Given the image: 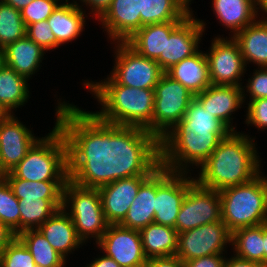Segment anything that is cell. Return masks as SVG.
Listing matches in <instances>:
<instances>
[{"label":"cell","instance_id":"6da1fadb","mask_svg":"<svg viewBox=\"0 0 267 267\" xmlns=\"http://www.w3.org/2000/svg\"><path fill=\"white\" fill-rule=\"evenodd\" d=\"M85 82L102 105L98 112L74 109L86 145L151 149L154 90L119 85L110 76L100 82Z\"/></svg>","mask_w":267,"mask_h":267},{"label":"cell","instance_id":"7a4b0ae2","mask_svg":"<svg viewBox=\"0 0 267 267\" xmlns=\"http://www.w3.org/2000/svg\"><path fill=\"white\" fill-rule=\"evenodd\" d=\"M160 166L151 149L86 146L79 169L99 189L109 225H119L140 185Z\"/></svg>","mask_w":267,"mask_h":267},{"label":"cell","instance_id":"3957f363","mask_svg":"<svg viewBox=\"0 0 267 267\" xmlns=\"http://www.w3.org/2000/svg\"><path fill=\"white\" fill-rule=\"evenodd\" d=\"M75 105L59 102L53 130L39 138L4 178L32 182L68 181L78 170L86 142Z\"/></svg>","mask_w":267,"mask_h":267},{"label":"cell","instance_id":"277c9868","mask_svg":"<svg viewBox=\"0 0 267 267\" xmlns=\"http://www.w3.org/2000/svg\"><path fill=\"white\" fill-rule=\"evenodd\" d=\"M254 140L246 134L231 132L201 165L195 181L216 191L252 181L263 173Z\"/></svg>","mask_w":267,"mask_h":267},{"label":"cell","instance_id":"5b68a950","mask_svg":"<svg viewBox=\"0 0 267 267\" xmlns=\"http://www.w3.org/2000/svg\"><path fill=\"white\" fill-rule=\"evenodd\" d=\"M229 134L211 130H170L151 150L158 156L161 166L172 172L187 173L191 164L199 168Z\"/></svg>","mask_w":267,"mask_h":267},{"label":"cell","instance_id":"8992f818","mask_svg":"<svg viewBox=\"0 0 267 267\" xmlns=\"http://www.w3.org/2000/svg\"><path fill=\"white\" fill-rule=\"evenodd\" d=\"M62 208L71 217L83 243L90 237L97 243L107 230L109 224L104 216L99 189L80 169L63 188Z\"/></svg>","mask_w":267,"mask_h":267},{"label":"cell","instance_id":"52a82bcc","mask_svg":"<svg viewBox=\"0 0 267 267\" xmlns=\"http://www.w3.org/2000/svg\"><path fill=\"white\" fill-rule=\"evenodd\" d=\"M219 193L221 220L231 233L267 223V177L263 174L248 183L222 189Z\"/></svg>","mask_w":267,"mask_h":267},{"label":"cell","instance_id":"ba28073f","mask_svg":"<svg viewBox=\"0 0 267 267\" xmlns=\"http://www.w3.org/2000/svg\"><path fill=\"white\" fill-rule=\"evenodd\" d=\"M154 110L152 117V147L186 114L195 98L180 82L164 73L154 88Z\"/></svg>","mask_w":267,"mask_h":267},{"label":"cell","instance_id":"9c48e42d","mask_svg":"<svg viewBox=\"0 0 267 267\" xmlns=\"http://www.w3.org/2000/svg\"><path fill=\"white\" fill-rule=\"evenodd\" d=\"M115 63L110 77L119 85L154 90L165 73L156 60L137 53L126 42H115Z\"/></svg>","mask_w":267,"mask_h":267},{"label":"cell","instance_id":"30bf717a","mask_svg":"<svg viewBox=\"0 0 267 267\" xmlns=\"http://www.w3.org/2000/svg\"><path fill=\"white\" fill-rule=\"evenodd\" d=\"M187 174L172 172L161 165L156 169L155 223L175 228L188 188L195 182Z\"/></svg>","mask_w":267,"mask_h":267},{"label":"cell","instance_id":"8fae6325","mask_svg":"<svg viewBox=\"0 0 267 267\" xmlns=\"http://www.w3.org/2000/svg\"><path fill=\"white\" fill-rule=\"evenodd\" d=\"M221 220L219 191L201 186L196 181L188 188L178 212L175 229L178 233Z\"/></svg>","mask_w":267,"mask_h":267},{"label":"cell","instance_id":"7c38bea8","mask_svg":"<svg viewBox=\"0 0 267 267\" xmlns=\"http://www.w3.org/2000/svg\"><path fill=\"white\" fill-rule=\"evenodd\" d=\"M231 239L232 233L222 221L202 225L178 233L176 256L185 262L213 254H224L227 244L231 245Z\"/></svg>","mask_w":267,"mask_h":267},{"label":"cell","instance_id":"4fadbf2b","mask_svg":"<svg viewBox=\"0 0 267 267\" xmlns=\"http://www.w3.org/2000/svg\"><path fill=\"white\" fill-rule=\"evenodd\" d=\"M228 39L215 37L209 49L210 53H205L209 64L211 84L243 87L240 81L247 66L241 55L239 44L233 37Z\"/></svg>","mask_w":267,"mask_h":267},{"label":"cell","instance_id":"5bb4252c","mask_svg":"<svg viewBox=\"0 0 267 267\" xmlns=\"http://www.w3.org/2000/svg\"><path fill=\"white\" fill-rule=\"evenodd\" d=\"M96 244L98 249L113 258L121 267H145L148 260L143 251L139 230L108 225Z\"/></svg>","mask_w":267,"mask_h":267},{"label":"cell","instance_id":"9a60e30c","mask_svg":"<svg viewBox=\"0 0 267 267\" xmlns=\"http://www.w3.org/2000/svg\"><path fill=\"white\" fill-rule=\"evenodd\" d=\"M205 26L202 19L193 18L192 12L169 37H166L165 56L156 59L164 72L199 50Z\"/></svg>","mask_w":267,"mask_h":267},{"label":"cell","instance_id":"2e32d148","mask_svg":"<svg viewBox=\"0 0 267 267\" xmlns=\"http://www.w3.org/2000/svg\"><path fill=\"white\" fill-rule=\"evenodd\" d=\"M39 139L32 131L10 114L0 122V170L9 173L24 159L28 150Z\"/></svg>","mask_w":267,"mask_h":267},{"label":"cell","instance_id":"e0dca14e","mask_svg":"<svg viewBox=\"0 0 267 267\" xmlns=\"http://www.w3.org/2000/svg\"><path fill=\"white\" fill-rule=\"evenodd\" d=\"M140 10L141 0H112L99 21L110 40L125 42L141 28Z\"/></svg>","mask_w":267,"mask_h":267},{"label":"cell","instance_id":"ac0fdd59","mask_svg":"<svg viewBox=\"0 0 267 267\" xmlns=\"http://www.w3.org/2000/svg\"><path fill=\"white\" fill-rule=\"evenodd\" d=\"M244 87L234 85H210L207 89L195 95V98L212 116L223 122L232 132L231 115L242 107L245 102Z\"/></svg>","mask_w":267,"mask_h":267},{"label":"cell","instance_id":"d6986e66","mask_svg":"<svg viewBox=\"0 0 267 267\" xmlns=\"http://www.w3.org/2000/svg\"><path fill=\"white\" fill-rule=\"evenodd\" d=\"M50 245L65 259L68 253L83 245L79 239L71 217L66 211L58 209L49 219L37 228ZM71 252V253H70Z\"/></svg>","mask_w":267,"mask_h":267},{"label":"cell","instance_id":"ffe728a7","mask_svg":"<svg viewBox=\"0 0 267 267\" xmlns=\"http://www.w3.org/2000/svg\"><path fill=\"white\" fill-rule=\"evenodd\" d=\"M165 73L180 82L193 95L201 93L211 85L208 60L201 50L173 65Z\"/></svg>","mask_w":267,"mask_h":267},{"label":"cell","instance_id":"44dd1931","mask_svg":"<svg viewBox=\"0 0 267 267\" xmlns=\"http://www.w3.org/2000/svg\"><path fill=\"white\" fill-rule=\"evenodd\" d=\"M60 3L53 13L48 17L47 22L56 37V41L61 46L64 43L77 39L84 29L86 11H83L77 1Z\"/></svg>","mask_w":267,"mask_h":267},{"label":"cell","instance_id":"7402d4cb","mask_svg":"<svg viewBox=\"0 0 267 267\" xmlns=\"http://www.w3.org/2000/svg\"><path fill=\"white\" fill-rule=\"evenodd\" d=\"M182 22L169 21L145 25L125 42L140 55L156 60L159 56H165L166 37H169Z\"/></svg>","mask_w":267,"mask_h":267},{"label":"cell","instance_id":"603a6c76","mask_svg":"<svg viewBox=\"0 0 267 267\" xmlns=\"http://www.w3.org/2000/svg\"><path fill=\"white\" fill-rule=\"evenodd\" d=\"M5 65L27 78L40 69L45 50L36 42L25 36L4 48Z\"/></svg>","mask_w":267,"mask_h":267},{"label":"cell","instance_id":"cb8c5ba5","mask_svg":"<svg viewBox=\"0 0 267 267\" xmlns=\"http://www.w3.org/2000/svg\"><path fill=\"white\" fill-rule=\"evenodd\" d=\"M156 170L140 185L124 220L119 224L128 229L141 230L154 222Z\"/></svg>","mask_w":267,"mask_h":267},{"label":"cell","instance_id":"d4e9b609","mask_svg":"<svg viewBox=\"0 0 267 267\" xmlns=\"http://www.w3.org/2000/svg\"><path fill=\"white\" fill-rule=\"evenodd\" d=\"M212 5L220 23L232 30L230 37L254 23L259 16L254 0H213Z\"/></svg>","mask_w":267,"mask_h":267},{"label":"cell","instance_id":"484cf974","mask_svg":"<svg viewBox=\"0 0 267 267\" xmlns=\"http://www.w3.org/2000/svg\"><path fill=\"white\" fill-rule=\"evenodd\" d=\"M233 39L239 44L245 65L250 62L267 67V21L257 20L238 32Z\"/></svg>","mask_w":267,"mask_h":267},{"label":"cell","instance_id":"4316f807","mask_svg":"<svg viewBox=\"0 0 267 267\" xmlns=\"http://www.w3.org/2000/svg\"><path fill=\"white\" fill-rule=\"evenodd\" d=\"M143 251L147 259L176 255L178 232L175 228L152 222L140 230Z\"/></svg>","mask_w":267,"mask_h":267},{"label":"cell","instance_id":"83f0119b","mask_svg":"<svg viewBox=\"0 0 267 267\" xmlns=\"http://www.w3.org/2000/svg\"><path fill=\"white\" fill-rule=\"evenodd\" d=\"M192 12L181 0H141V28L149 24L184 21Z\"/></svg>","mask_w":267,"mask_h":267},{"label":"cell","instance_id":"f1b7e54d","mask_svg":"<svg viewBox=\"0 0 267 267\" xmlns=\"http://www.w3.org/2000/svg\"><path fill=\"white\" fill-rule=\"evenodd\" d=\"M28 79L5 65L0 70V104L9 114L24 104L29 98Z\"/></svg>","mask_w":267,"mask_h":267},{"label":"cell","instance_id":"f546056e","mask_svg":"<svg viewBox=\"0 0 267 267\" xmlns=\"http://www.w3.org/2000/svg\"><path fill=\"white\" fill-rule=\"evenodd\" d=\"M234 255L264 264L263 224L237 229L232 233Z\"/></svg>","mask_w":267,"mask_h":267},{"label":"cell","instance_id":"4dcf8cb0","mask_svg":"<svg viewBox=\"0 0 267 267\" xmlns=\"http://www.w3.org/2000/svg\"><path fill=\"white\" fill-rule=\"evenodd\" d=\"M17 237L32 254L36 267H64L66 259L59 254L38 229L22 231Z\"/></svg>","mask_w":267,"mask_h":267},{"label":"cell","instance_id":"1f68e13d","mask_svg":"<svg viewBox=\"0 0 267 267\" xmlns=\"http://www.w3.org/2000/svg\"><path fill=\"white\" fill-rule=\"evenodd\" d=\"M18 203L20 233L28 229H37L62 208V199H18Z\"/></svg>","mask_w":267,"mask_h":267},{"label":"cell","instance_id":"d6a6232c","mask_svg":"<svg viewBox=\"0 0 267 267\" xmlns=\"http://www.w3.org/2000/svg\"><path fill=\"white\" fill-rule=\"evenodd\" d=\"M18 199H63L67 181L32 182L19 178H4Z\"/></svg>","mask_w":267,"mask_h":267},{"label":"cell","instance_id":"836d02e7","mask_svg":"<svg viewBox=\"0 0 267 267\" xmlns=\"http://www.w3.org/2000/svg\"><path fill=\"white\" fill-rule=\"evenodd\" d=\"M171 130H211L214 133H231L232 131L194 98L186 114L178 125Z\"/></svg>","mask_w":267,"mask_h":267},{"label":"cell","instance_id":"e575fe53","mask_svg":"<svg viewBox=\"0 0 267 267\" xmlns=\"http://www.w3.org/2000/svg\"><path fill=\"white\" fill-rule=\"evenodd\" d=\"M26 36V26L20 10L0 0V48H5Z\"/></svg>","mask_w":267,"mask_h":267},{"label":"cell","instance_id":"d590c367","mask_svg":"<svg viewBox=\"0 0 267 267\" xmlns=\"http://www.w3.org/2000/svg\"><path fill=\"white\" fill-rule=\"evenodd\" d=\"M0 222L6 224L16 235L20 233L18 198L5 179L0 181Z\"/></svg>","mask_w":267,"mask_h":267},{"label":"cell","instance_id":"8d00e7d4","mask_svg":"<svg viewBox=\"0 0 267 267\" xmlns=\"http://www.w3.org/2000/svg\"><path fill=\"white\" fill-rule=\"evenodd\" d=\"M0 267H36L32 254L16 237L0 254Z\"/></svg>","mask_w":267,"mask_h":267},{"label":"cell","instance_id":"74e56055","mask_svg":"<svg viewBox=\"0 0 267 267\" xmlns=\"http://www.w3.org/2000/svg\"><path fill=\"white\" fill-rule=\"evenodd\" d=\"M61 2L60 0H32L20 10L25 26L47 20Z\"/></svg>","mask_w":267,"mask_h":267},{"label":"cell","instance_id":"f35d334b","mask_svg":"<svg viewBox=\"0 0 267 267\" xmlns=\"http://www.w3.org/2000/svg\"><path fill=\"white\" fill-rule=\"evenodd\" d=\"M26 36L36 42L45 51L58 48L60 45L56 41L47 20L35 22L26 26Z\"/></svg>","mask_w":267,"mask_h":267},{"label":"cell","instance_id":"ab89813d","mask_svg":"<svg viewBox=\"0 0 267 267\" xmlns=\"http://www.w3.org/2000/svg\"><path fill=\"white\" fill-rule=\"evenodd\" d=\"M247 105L246 124L254 125L258 130L267 129V98L254 99Z\"/></svg>","mask_w":267,"mask_h":267},{"label":"cell","instance_id":"60d3db41","mask_svg":"<svg viewBox=\"0 0 267 267\" xmlns=\"http://www.w3.org/2000/svg\"><path fill=\"white\" fill-rule=\"evenodd\" d=\"M253 72L252 77L248 78L247 93L249 92L250 101L259 98H267V67H259Z\"/></svg>","mask_w":267,"mask_h":267},{"label":"cell","instance_id":"b9f144b4","mask_svg":"<svg viewBox=\"0 0 267 267\" xmlns=\"http://www.w3.org/2000/svg\"><path fill=\"white\" fill-rule=\"evenodd\" d=\"M225 256L223 254H213L185 261V267H224Z\"/></svg>","mask_w":267,"mask_h":267},{"label":"cell","instance_id":"7bdbcfd3","mask_svg":"<svg viewBox=\"0 0 267 267\" xmlns=\"http://www.w3.org/2000/svg\"><path fill=\"white\" fill-rule=\"evenodd\" d=\"M145 267H185L184 262L176 255L149 258Z\"/></svg>","mask_w":267,"mask_h":267},{"label":"cell","instance_id":"ee69618b","mask_svg":"<svg viewBox=\"0 0 267 267\" xmlns=\"http://www.w3.org/2000/svg\"><path fill=\"white\" fill-rule=\"evenodd\" d=\"M83 5L89 6L92 10L90 13L96 15V20L100 19L105 12L110 8L112 0H80ZM95 12V13H94Z\"/></svg>","mask_w":267,"mask_h":267},{"label":"cell","instance_id":"f6af8a7d","mask_svg":"<svg viewBox=\"0 0 267 267\" xmlns=\"http://www.w3.org/2000/svg\"><path fill=\"white\" fill-rule=\"evenodd\" d=\"M17 237L13 230L0 222V254Z\"/></svg>","mask_w":267,"mask_h":267},{"label":"cell","instance_id":"bcb514c9","mask_svg":"<svg viewBox=\"0 0 267 267\" xmlns=\"http://www.w3.org/2000/svg\"><path fill=\"white\" fill-rule=\"evenodd\" d=\"M224 267H266L264 264L254 261L241 259L237 256L226 258Z\"/></svg>","mask_w":267,"mask_h":267},{"label":"cell","instance_id":"7dc6e473","mask_svg":"<svg viewBox=\"0 0 267 267\" xmlns=\"http://www.w3.org/2000/svg\"><path fill=\"white\" fill-rule=\"evenodd\" d=\"M85 267H121L113 258L103 255L95 258L91 263L87 264Z\"/></svg>","mask_w":267,"mask_h":267},{"label":"cell","instance_id":"c3c4849f","mask_svg":"<svg viewBox=\"0 0 267 267\" xmlns=\"http://www.w3.org/2000/svg\"><path fill=\"white\" fill-rule=\"evenodd\" d=\"M3 3L13 6L17 10H22L32 0H1Z\"/></svg>","mask_w":267,"mask_h":267},{"label":"cell","instance_id":"681fc988","mask_svg":"<svg viewBox=\"0 0 267 267\" xmlns=\"http://www.w3.org/2000/svg\"><path fill=\"white\" fill-rule=\"evenodd\" d=\"M264 265L267 267V223H263Z\"/></svg>","mask_w":267,"mask_h":267},{"label":"cell","instance_id":"f907efd6","mask_svg":"<svg viewBox=\"0 0 267 267\" xmlns=\"http://www.w3.org/2000/svg\"><path fill=\"white\" fill-rule=\"evenodd\" d=\"M256 8H257V12L261 9L266 14L267 13V0H258L256 2ZM263 20L267 21V17L266 18L264 17Z\"/></svg>","mask_w":267,"mask_h":267},{"label":"cell","instance_id":"816d5d0a","mask_svg":"<svg viewBox=\"0 0 267 267\" xmlns=\"http://www.w3.org/2000/svg\"><path fill=\"white\" fill-rule=\"evenodd\" d=\"M10 114L6 109L0 104V122L5 120Z\"/></svg>","mask_w":267,"mask_h":267},{"label":"cell","instance_id":"f5cc1de1","mask_svg":"<svg viewBox=\"0 0 267 267\" xmlns=\"http://www.w3.org/2000/svg\"><path fill=\"white\" fill-rule=\"evenodd\" d=\"M5 66V52L4 48H0V70Z\"/></svg>","mask_w":267,"mask_h":267},{"label":"cell","instance_id":"db71d44e","mask_svg":"<svg viewBox=\"0 0 267 267\" xmlns=\"http://www.w3.org/2000/svg\"><path fill=\"white\" fill-rule=\"evenodd\" d=\"M189 9H191L190 7H189V5L191 4V1L192 0H181ZM190 2V3H189Z\"/></svg>","mask_w":267,"mask_h":267},{"label":"cell","instance_id":"11a10c76","mask_svg":"<svg viewBox=\"0 0 267 267\" xmlns=\"http://www.w3.org/2000/svg\"><path fill=\"white\" fill-rule=\"evenodd\" d=\"M3 179H4V174L0 170V181H2Z\"/></svg>","mask_w":267,"mask_h":267}]
</instances>
